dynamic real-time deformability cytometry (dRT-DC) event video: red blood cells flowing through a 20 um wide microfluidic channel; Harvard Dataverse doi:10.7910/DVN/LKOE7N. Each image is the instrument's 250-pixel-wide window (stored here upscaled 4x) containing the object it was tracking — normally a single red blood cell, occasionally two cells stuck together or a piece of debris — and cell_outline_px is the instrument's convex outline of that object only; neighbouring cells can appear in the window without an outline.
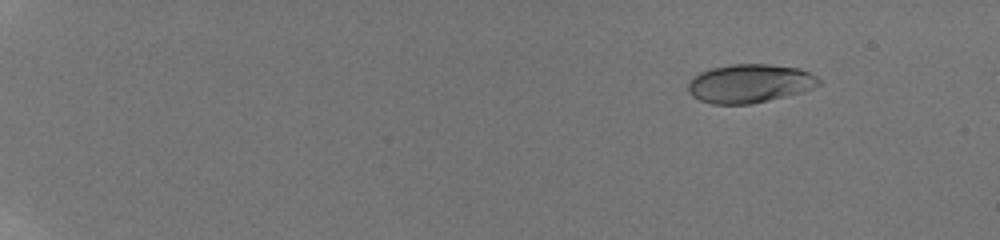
{"species": "human", "species_latin": "Homo sapiens", "temperature_condition": "room temperature", "stored_images_in_passage": 86, "camera_frame_rate_fps": 3000, "um_per_image_px": 0.085, "donor": {"sex": "male"}, "frame": {"image": 1, "passage_image": 19, "time_ms": 2.667, "image_size_px": [1000, 240], "cell_outline_px": [[820, 84], [812, 88], [800, 92], [752, 104], [712, 104], [700, 100], [692, 96], [688, 92], [688, 84], [692, 76], [700, 72], [712, 68], [732, 64], [768, 64], [800, 68], [816, 76], [820, 80]], "centroid_in_image_um": [63.69, 7.09], "position_along_channel_um": 21.3, "area_um2": 29.36}}
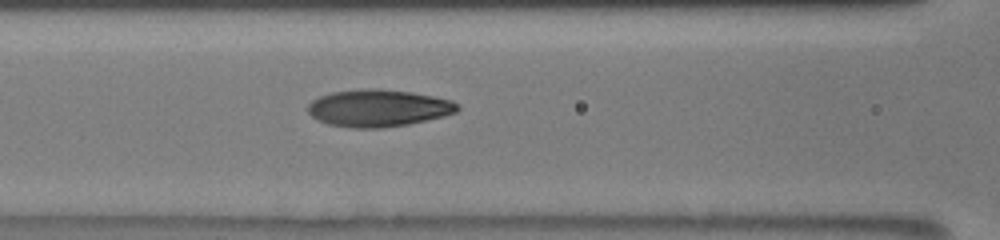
{"frame": {"image": 2, "passage_image": 55, "time_ms": 10.0, "image_size_px": [1000, 240], "cell_outline_px": [[460, 108], [456, 112], [444, 116], [408, 124], [380, 128], [352, 128], [328, 124], [312, 116], [308, 112], [308, 104], [312, 100], [320, 96], [332, 92], [360, 88], [380, 88], [412, 92], [452, 100]], "centroid_in_image_um": [32.15, 9.18], "position_along_channel_um": 134.5, "area_um2": 32.43}}
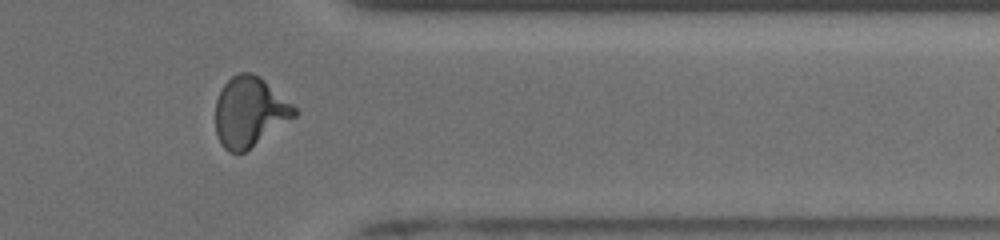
{"frame": {"image": 3, "passage_image": 75, "time_ms": 16.667, "image_size_px": [1000, 240], "cell_outline_px": [[300, 112], [296, 116], [244, 152], [228, 152], [220, 144], [216, 132], [216, 100], [220, 88], [232, 76], [240, 72], [252, 72], [264, 80], [292, 104]], "centroid_in_image_um": [21.2, 9.5], "position_along_channel_um": 390.2, "area_um2": 31.96}, "authors_computed_cell_mechanics": {"area_um2": 29.8248, "velocity_mm_per_s": 3.8833, "shape_relaxation_time_tau1_ms": 6.7125, "shape_relaxation_time_tau2_ms": null, "deformation_change_tau1": 0.2362, "deformation_change_tau2": null}}